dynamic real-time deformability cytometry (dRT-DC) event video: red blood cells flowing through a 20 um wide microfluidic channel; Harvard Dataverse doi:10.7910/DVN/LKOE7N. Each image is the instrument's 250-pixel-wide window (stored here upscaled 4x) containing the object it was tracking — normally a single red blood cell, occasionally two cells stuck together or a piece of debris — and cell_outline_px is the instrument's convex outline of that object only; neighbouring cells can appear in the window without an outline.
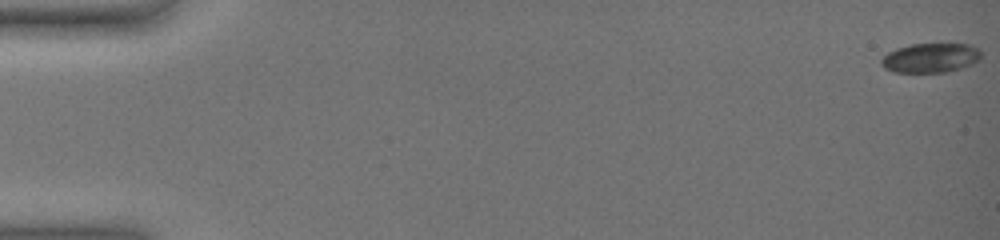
{"species": "common noctule bat (a hibernating species)", "species_latin": "Nyctalus noctula", "temperature_condition": "warm", "stored_images_in_passage": 57, "camera_frame_rate_fps": 3000, "um_per_image_px": 0.085, "animal": {"sex": "female", "body_mass_g": 19.0, "forearm_length_mm": 51.5}, "frame": {"image": 1, "passage_image": 1, "time_ms": 0.0, "image_size_px": [1000, 240], "cell_outline_px": [[980, 60], [972, 64], [960, 68], [944, 72], [896, 72], [884, 68], [880, 64], [880, 60], [888, 52], [896, 48], [912, 44], [968, 44], [976, 48], [980, 52]], "centroid_in_image_um": [79.06, 4.92], "position_along_channel_um": 5.9, "area_um2": 16.99}}
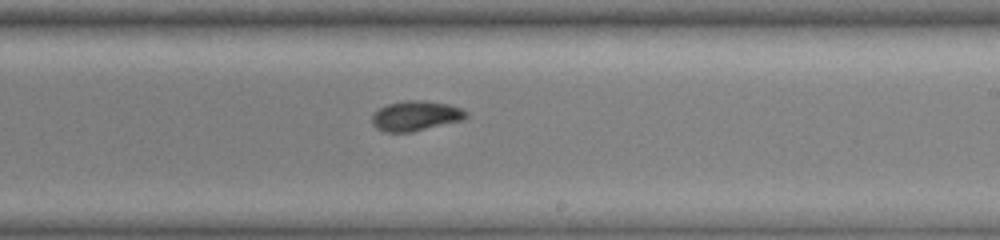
{"frame": {"image": 2, "passage_image": 37, "time_ms": 12.0, "image_size_px": [1000, 240], "cell_outline_px": [[468, 116], [460, 120], [412, 132], [384, 132], [376, 128], [372, 124], [372, 116], [380, 108], [388, 104], [404, 100], [424, 100], [448, 104], [460, 108], [468, 112]], "centroid_in_image_um": [35.31, 9.84], "position_along_channel_um": 253.7, "area_um2": 16.3}}
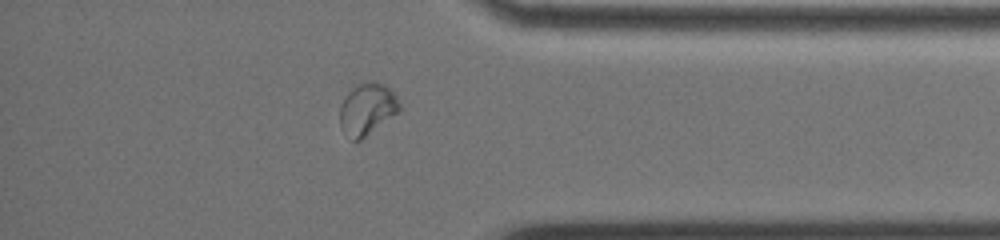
{"frame": {"image": 3, "passage_image": 50, "time_ms": 16.333, "image_size_px": [1000, 240], "cell_outline_px": [[400, 112], [360, 140], [352, 140], [340, 128], [340, 108], [348, 92], [352, 88], [360, 84], [376, 80], [384, 84], [392, 92], [400, 104]], "centroid_in_image_um": [31.22, 9.28], "position_along_channel_um": 404.0, "area_um2": 17.8}, "authors_computed_cell_mechanics": {"area_um2": 16.6464, "velocity_mm_per_s": 3.5411, "shape_relaxation_time_tau1_ms": 4.3521, "shape_relaxation_time_tau2_ms": 1.0534, "deformation_change_tau1": 0.1542, "deformation_change_tau2": 0.0431}}